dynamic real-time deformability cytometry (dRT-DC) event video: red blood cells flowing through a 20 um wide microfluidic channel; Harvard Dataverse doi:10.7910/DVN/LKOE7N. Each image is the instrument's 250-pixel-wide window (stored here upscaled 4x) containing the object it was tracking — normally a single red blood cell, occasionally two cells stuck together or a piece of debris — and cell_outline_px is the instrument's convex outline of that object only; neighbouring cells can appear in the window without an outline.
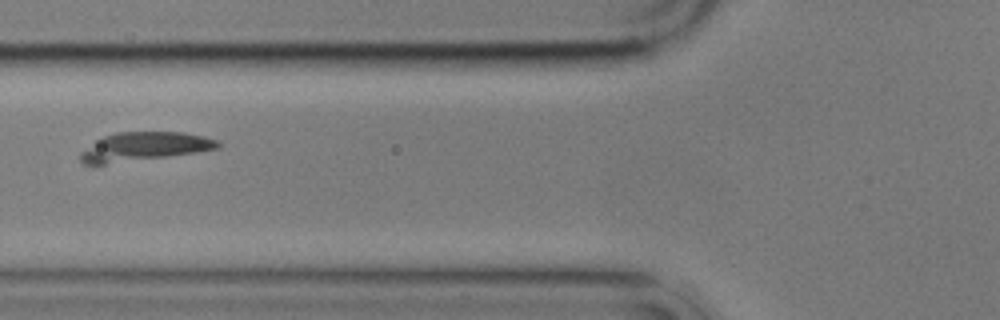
{"species": "common noctule bat (a hibernating species)", "species_latin": "Nyctalus noctula", "temperature_condition": "cold", "stored_images_in_passage": 8, "camera_frame_rate_fps": 3000, "um_per_image_px": 0.085, "animal": {"sex": "male", "body_mass_g": 17.9}, "frame": {"image": 1, "passage_image": 6, "time_ms": 5.667, "image_size_px": [1000, 320], "cell_outline_px": [[220, 148], [164, 156], [104, 164], [84, 164], [80, 160], [80, 152], [96, 140], [104, 136], [116, 132], [184, 132], [204, 136], [216, 140], [220, 144]], "centroid_in_image_um": [12.21, 12.44], "position_along_channel_um": 113.6, "area_um2": 22.48}}
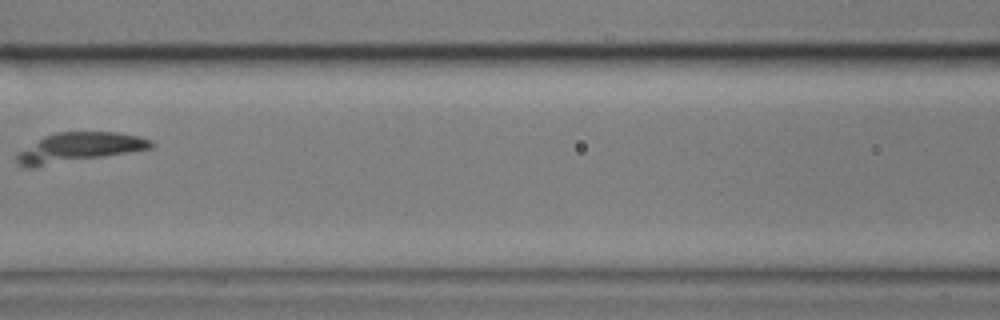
{"frame": {"image": 2, "passage_image": 7, "time_ms": 7.0, "image_size_px": [1000, 320], "cell_outline_px": [[156, 144], [152, 148], [36, 168], [24, 168], [16, 160], [16, 152], [44, 136], [56, 132], [116, 132], [140, 136], [152, 140]], "centroid_in_image_um": [6.68, 12.55], "position_along_channel_um": 159.9, "area_um2": 23.41}}